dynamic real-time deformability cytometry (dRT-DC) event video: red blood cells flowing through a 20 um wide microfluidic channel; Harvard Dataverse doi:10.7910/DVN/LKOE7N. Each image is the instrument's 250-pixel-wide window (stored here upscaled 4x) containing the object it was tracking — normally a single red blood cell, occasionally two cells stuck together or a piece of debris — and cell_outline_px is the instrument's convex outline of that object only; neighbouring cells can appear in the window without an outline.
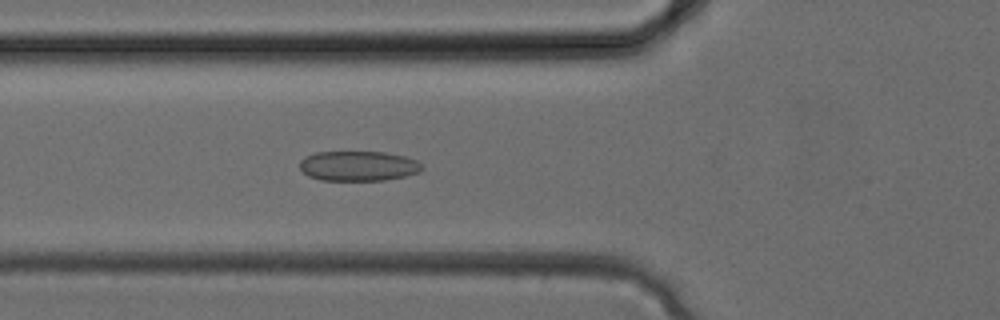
{"species": "common noctule bat (a hibernating species)", "species_latin": "Nyctalus noctula", "temperature_condition": "cold", "stored_images_in_passage": 32, "camera_frame_rate_fps": 3000, "um_per_image_px": 0.085, "animal": {"sex": "female", "body_mass_g": 24.6, "forearm_length_mm": 56.2}, "frame": {"image": 1, "passage_image": 11, "time_ms": 3.333, "image_size_px": [1000, 320], "cell_outline_px": [[424, 168], [420, 172], [404, 176], [384, 180], [320, 180], [308, 176], [300, 168], [300, 160], [304, 156], [316, 152], [384, 152], [404, 156], [416, 160], [424, 164]], "centroid_in_image_um": [30.47, 14.1], "position_along_channel_um": 95.3, "area_um2": 21.44}}
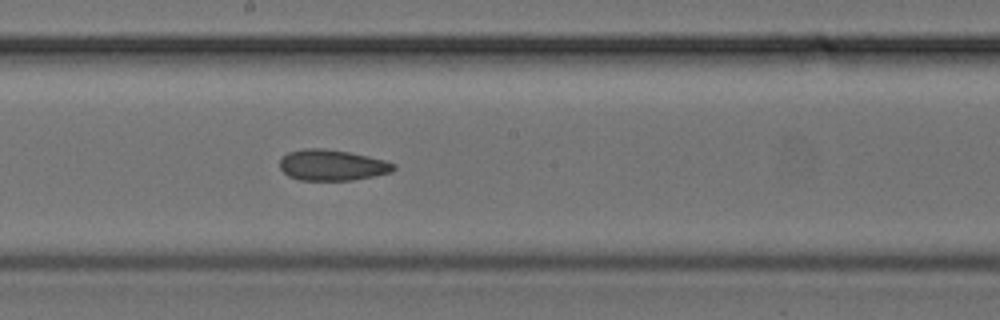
{"frame": {"image": 2, "passage_image": 17, "time_ms": 5.333, "image_size_px": [1000, 320], "cell_outline_px": [[396, 168], [392, 172], [376, 176], [352, 180], [300, 180], [288, 176], [280, 168], [280, 160], [288, 152], [304, 148], [324, 148], [348, 152], [368, 156], [384, 160], [396, 164]], "centroid_in_image_um": [28.25, 14.04], "position_along_channel_um": 220.0, "area_um2": 20.58}}
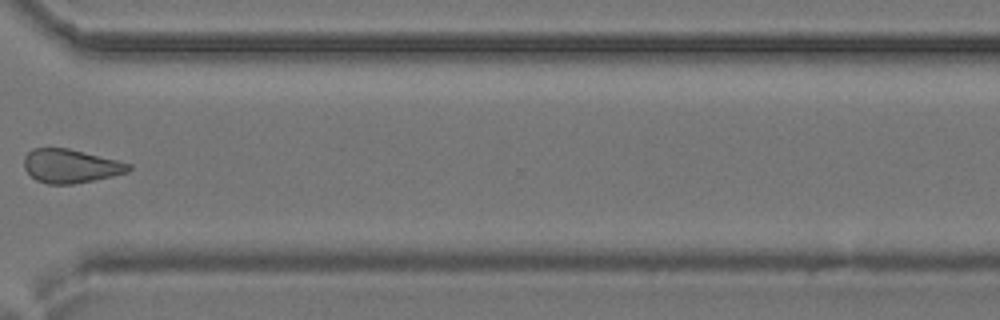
{"frame": {"image": 3, "passage_image": 24, "time_ms": 7.667, "image_size_px": [1000, 320], "cell_outline_px": [[132, 168], [128, 172], [112, 176], [72, 184], [48, 184], [36, 180], [24, 168], [24, 156], [32, 148], [68, 148], [132, 164]], "centroid_in_image_um": [5.99, 14.11], "position_along_channel_um": 364.6, "area_um2": 20.4}}